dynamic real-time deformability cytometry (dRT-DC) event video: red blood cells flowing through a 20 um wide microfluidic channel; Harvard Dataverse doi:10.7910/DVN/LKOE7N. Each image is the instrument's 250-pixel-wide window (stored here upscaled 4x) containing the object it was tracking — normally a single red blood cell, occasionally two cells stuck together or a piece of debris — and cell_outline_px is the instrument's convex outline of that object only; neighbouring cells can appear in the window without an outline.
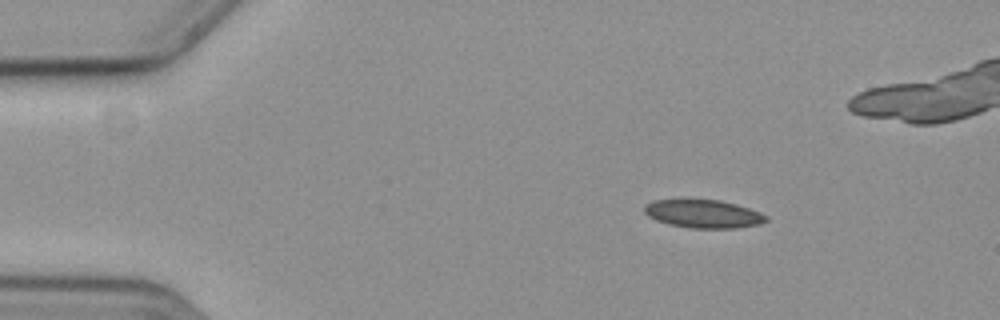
{"species": "common noctule bat (a hibernating species)", "species_latin": "Nyctalus noctula", "temperature_condition": "cold", "stored_images_in_passage": 44, "camera_frame_rate_fps": 3000, "um_per_image_px": 0.085, "animal": {"sex": "female", "body_mass_g": 19.3, "forearm_length_mm": 54.1}, "frame": {"image": 1, "passage_image": 1, "time_ms": 0.0, "image_size_px": [1000, 320], "cell_outline_px": [[768, 220], [760, 224], [736, 228], [688, 228], [668, 224], [656, 220], [648, 216], [644, 212], [644, 204], [652, 200], [720, 200], [736, 204], [760, 212], [768, 216]], "centroid_in_image_um": [59.78, 18.18], "position_along_channel_um": 25.2, "area_um2": 20.06}}
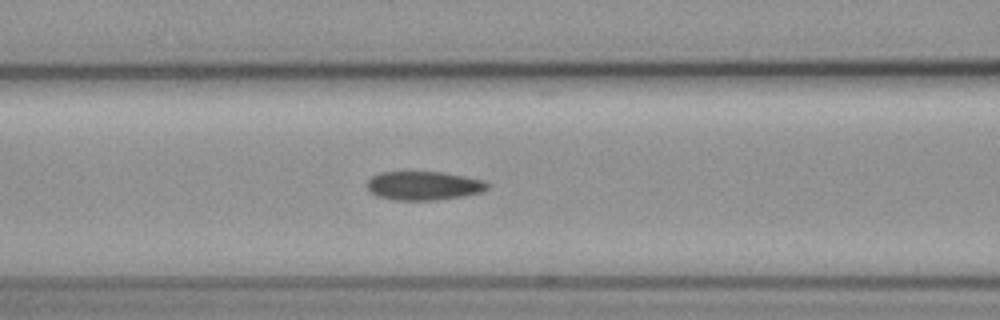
{"frame": {"image": 2, "passage_image": 16, "time_ms": 5.0, "image_size_px": [1000, 320], "cell_outline_px": [[488, 188], [484, 192], [464, 196], [436, 200], [392, 200], [380, 196], [372, 192], [368, 188], [368, 180], [372, 176], [380, 172], [444, 172], [484, 180], [488, 184]], "centroid_in_image_um": [36.06, 15.78], "position_along_channel_um": 130.5, "area_um2": 20.17}}
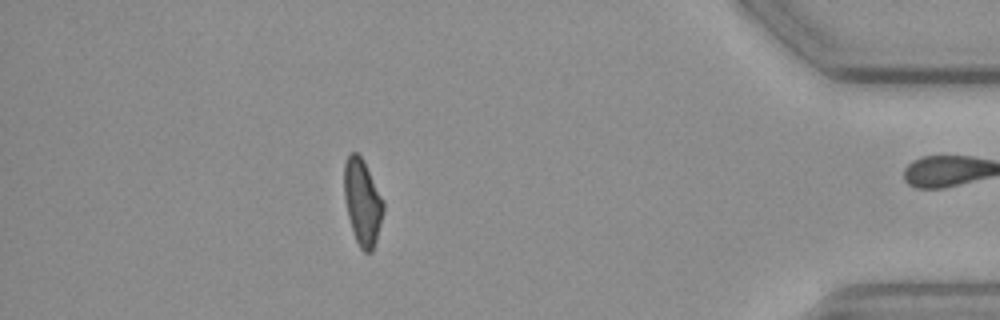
{"frame": {"image": 3, "passage_image": 43, "time_ms": 14.0, "image_size_px": [1000, 320], "cell_outline_px": [[384, 212], [376, 240], [372, 252], [364, 252], [360, 248], [356, 240], [348, 216], [344, 196], [344, 160], [348, 152], [356, 152], [360, 156], [384, 200]], "centroid_in_image_um": [30.8, 17.17], "position_along_channel_um": 404.4, "area_um2": 19.54}, "authors_computed_cell_mechanics": {"area_um2": 20.4323, "velocity_mm_per_s": 3.5903, "shape_relaxation_time_tau1_ms": null, "shape_relaxation_time_tau2_ms": 9.1461, "deformation_change_tau1": null, "deformation_change_tau2": 0.1651}}